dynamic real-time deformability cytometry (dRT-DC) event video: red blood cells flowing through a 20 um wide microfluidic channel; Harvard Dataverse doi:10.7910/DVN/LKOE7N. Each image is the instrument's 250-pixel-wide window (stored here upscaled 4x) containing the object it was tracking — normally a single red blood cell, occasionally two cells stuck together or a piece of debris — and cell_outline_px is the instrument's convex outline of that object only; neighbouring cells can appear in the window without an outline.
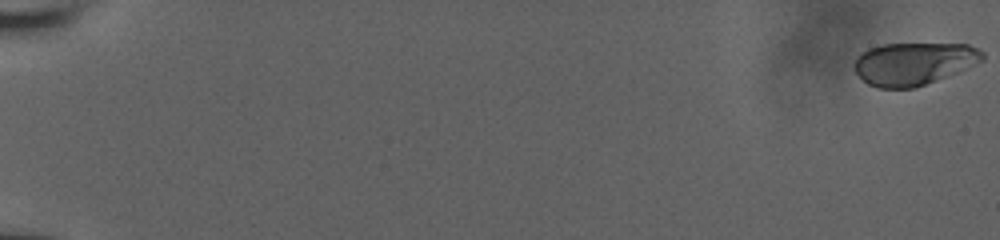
{"species": "human", "species_latin": "Homo sapiens", "temperature_condition": "room temperature", "stored_images_in_passage": 20, "camera_frame_rate_fps": 3000, "um_per_image_px": 0.085, "donor": {"sex": "male"}, "frame": {"image": 1, "passage_image": 1, "time_ms": 0.0, "image_size_px": [1000, 240], "cell_outline_px": [[984, 60], [956, 72], [916, 88], [876, 88], [868, 84], [852, 68], [852, 64], [856, 56], [860, 52], [868, 48], [884, 44], [968, 44], [980, 48], [984, 52]], "centroid_in_image_um": [77.63, 5.4], "position_along_channel_um": 7.4, "area_um2": 32.02}}